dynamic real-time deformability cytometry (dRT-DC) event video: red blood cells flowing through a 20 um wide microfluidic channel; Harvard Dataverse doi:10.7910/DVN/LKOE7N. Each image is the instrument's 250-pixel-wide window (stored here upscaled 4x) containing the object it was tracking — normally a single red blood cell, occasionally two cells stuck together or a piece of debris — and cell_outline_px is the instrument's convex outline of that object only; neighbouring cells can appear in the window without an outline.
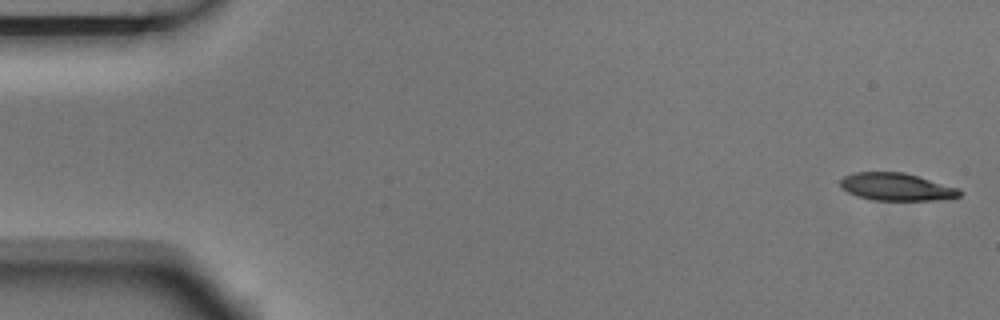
{"species": "Egyptian fruit bat (a non-hibernating species)", "species_latin": "Rousettus aegyptiacus", "temperature_condition": "room temperature", "stored_images_in_passage": 5, "camera_frame_rate_fps": 3000, "um_per_image_px": 0.085, "animal": {"sex": "male"}, "frame": {"image": 1, "passage_image": 1, "time_ms": 0.0, "image_size_px": [1000, 320], "cell_outline_px": [[964, 192], [960, 196], [952, 200], [872, 200], [856, 196], [840, 188], [840, 180], [844, 176], [856, 172], [904, 172], [960, 188]], "centroid_in_image_um": [76.26, 15.89], "position_along_channel_um": 8.7, "area_um2": 19.54}}
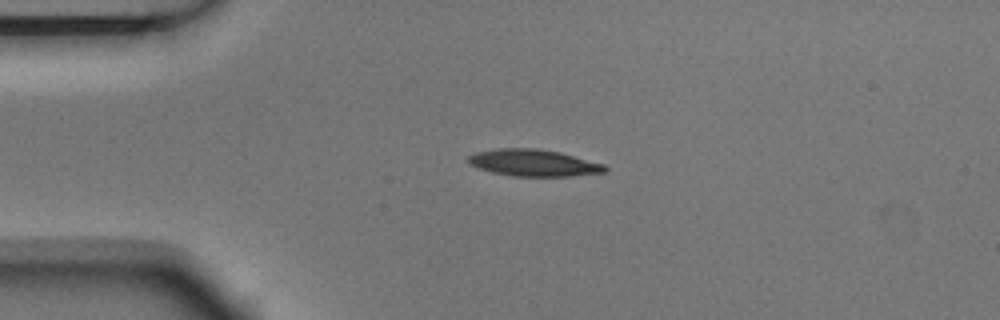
{"frame": {"image": 2, "passage_image": 4, "time_ms": 1.0, "image_size_px": [1000, 320], "cell_outline_px": [[608, 168], [604, 172], [568, 176], [516, 176], [492, 172], [480, 168], [472, 164], [468, 160], [468, 156], [476, 152], [500, 148], [536, 148], [560, 152], [604, 164]], "centroid_in_image_um": [45.37, 13.83], "position_along_channel_um": 39.6, "area_um2": 21.04}}